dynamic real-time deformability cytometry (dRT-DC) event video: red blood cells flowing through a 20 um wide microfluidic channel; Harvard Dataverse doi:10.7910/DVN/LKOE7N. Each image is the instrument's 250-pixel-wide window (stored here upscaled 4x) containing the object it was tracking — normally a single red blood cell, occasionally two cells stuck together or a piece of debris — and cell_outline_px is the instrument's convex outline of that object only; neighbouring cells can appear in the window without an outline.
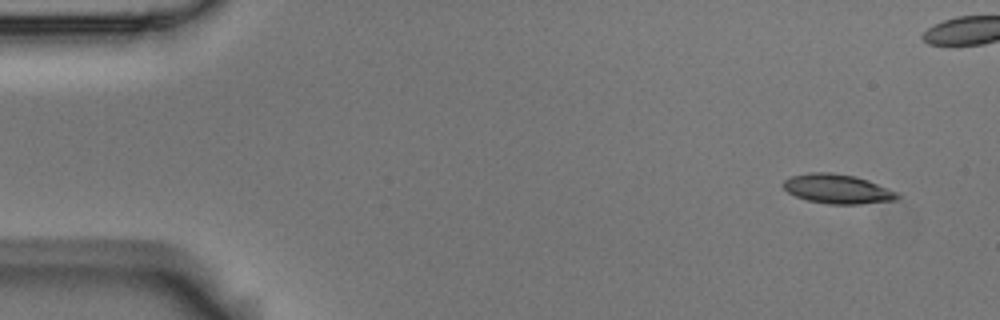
{"species": "Egyptian fruit bat (a non-hibernating species)", "species_latin": "Rousettus aegyptiacus", "temperature_condition": "room temperature", "stored_images_in_passage": 8, "segment_of_instrument_passage": [1, 2], "camera_frame_rate_fps": 3000, "um_per_image_px": 0.085, "animal": {"sex": "male"}, "frame": {"image": 1, "passage_image": 1, "time_ms": 0.0, "image_size_px": [1000, 320], "cell_outline_px": [[900, 196], [896, 200], [860, 204], [828, 204], [808, 200], [796, 196], [788, 192], [780, 184], [784, 180], [792, 176], [808, 172], [832, 172], [856, 176], [868, 180], [900, 192]], "centroid_in_image_um": [71.21, 16.05], "position_along_channel_um": 13.8, "area_um2": 19.77}}
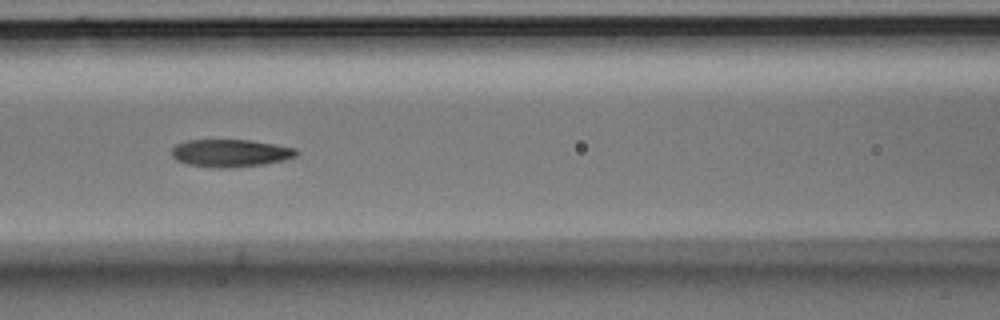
{"frame": {"image": 2, "passage_image": 7, "time_ms": 2.0, "image_size_px": [1000, 320], "cell_outline_px": [[300, 152], [296, 156], [284, 160], [264, 164], [228, 168], [220, 168], [188, 164], [176, 160], [172, 156], [172, 148], [176, 144], [188, 140], [252, 140], [296, 148]], "centroid_in_image_um": [19.61, 13.01], "position_along_channel_um": 147.0, "area_um2": 20.06}}